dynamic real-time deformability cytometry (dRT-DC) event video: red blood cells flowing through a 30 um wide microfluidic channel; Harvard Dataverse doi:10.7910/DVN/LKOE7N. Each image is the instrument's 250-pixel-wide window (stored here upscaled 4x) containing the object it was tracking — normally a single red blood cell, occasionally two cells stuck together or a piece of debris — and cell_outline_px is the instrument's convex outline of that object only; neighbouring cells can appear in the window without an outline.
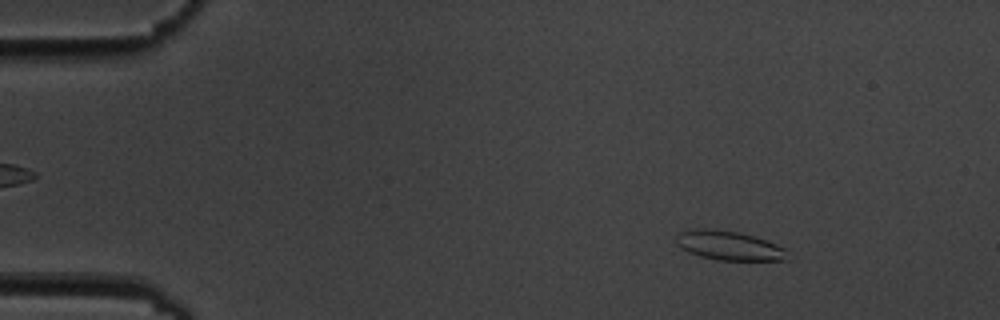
{"species": "common noctule bat (a hibernating species)", "species_latin": "Nyctalus noctula", "temperature_condition": "cold", "stored_images_in_passage": 8, "camera_frame_rate_fps": 3000, "um_per_image_px": 0.085, "animal": {"sex": "male", "body_mass_g": 19.5, "forearm_length_mm": 54.6}, "frame": {"image": 1, "passage_image": 2, "time_ms": 1.0, "image_size_px": [1000, 320], "cell_outline_px": [[788, 260], [716, 260], [700, 256], [688, 252], [680, 248], [676, 244], [676, 236], [680, 232], [692, 228], [708, 228], [740, 232], [776, 244], [784, 248]], "centroid_in_image_um": [61.89, 20.87], "position_along_channel_um": 23.1, "area_um2": 18.96}}
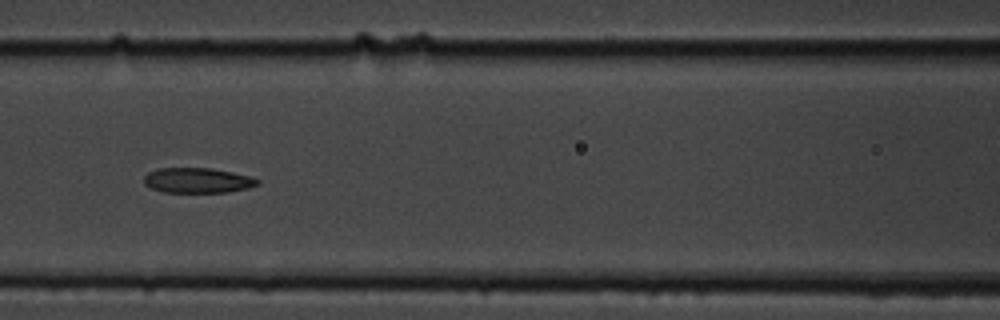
{"frame": {"image": 2, "passage_image": 7, "time_ms": 7.0, "image_size_px": [1000, 320], "cell_outline_px": [[260, 184], [248, 188], [228, 192], [164, 192], [152, 188], [144, 184], [144, 176], [148, 172], [156, 168], [212, 168], [252, 176], [260, 180]], "centroid_in_image_um": [16.82, 15.33], "position_along_channel_um": 149.8, "area_um2": 16.76}}
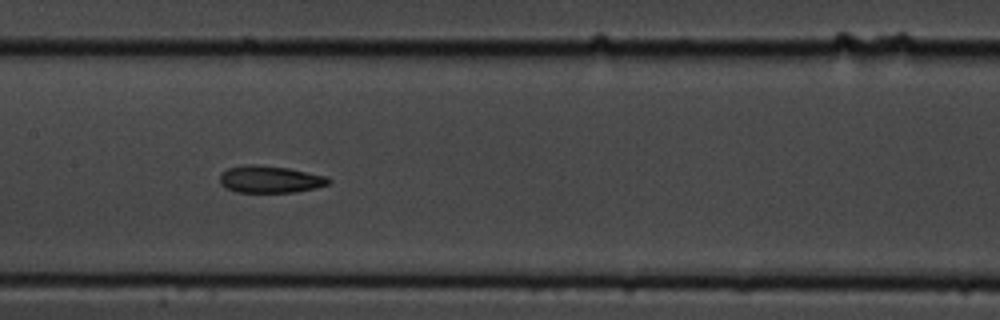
{"frame": {"image": 3, "passage_image": 8, "time_ms": 8.0, "image_size_px": [1000, 320], "cell_outline_px": [[332, 180], [328, 184], [316, 188], [292, 192], [236, 192], [224, 188], [220, 184], [220, 172], [228, 168], [248, 164], [252, 164], [288, 168], [328, 176]], "centroid_in_image_um": [22.94, 15.24], "position_along_channel_um": 184.5, "area_um2": 17.28}}